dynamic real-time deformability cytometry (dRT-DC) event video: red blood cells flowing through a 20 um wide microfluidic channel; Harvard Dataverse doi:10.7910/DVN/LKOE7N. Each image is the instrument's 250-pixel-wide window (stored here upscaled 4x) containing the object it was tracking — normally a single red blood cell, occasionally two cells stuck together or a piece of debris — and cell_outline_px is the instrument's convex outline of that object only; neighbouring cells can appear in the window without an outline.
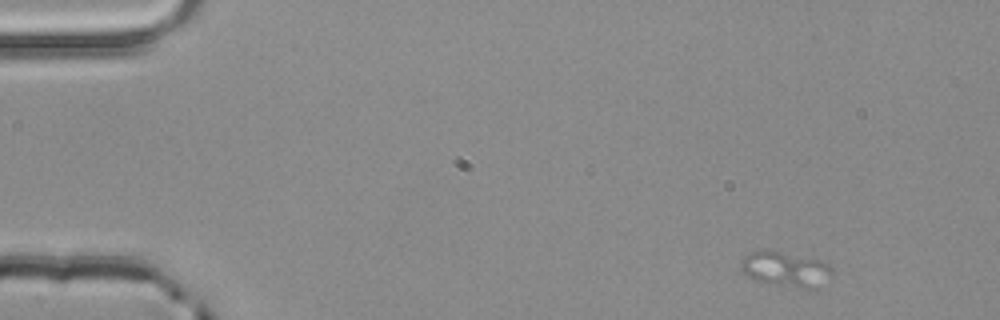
{"species": "common noctule bat (a hibernating species)", "species_latin": "Nyctalus noctula", "temperature_condition": "room temperature", "stored_images_in_passage": 2, "camera_frame_rate_fps": 3000, "um_per_image_px": 0.085, "animal": {"sex": "male", "body_mass_g": 20.4}, "frame": {"image": 1, "passage_image": 1, "time_ms": 0.0, "image_size_px": [1000, 320], "cell_outline_px": [[832, 276], [820, 288], [800, 288], [756, 280], [748, 276], [740, 268], [740, 264], [744, 256], [752, 252], [768, 248], [820, 260], [828, 264], [832, 268]], "centroid_in_image_um": [66.81, 22.86], "position_along_channel_um": 18.2, "area_um2": 18.79}}